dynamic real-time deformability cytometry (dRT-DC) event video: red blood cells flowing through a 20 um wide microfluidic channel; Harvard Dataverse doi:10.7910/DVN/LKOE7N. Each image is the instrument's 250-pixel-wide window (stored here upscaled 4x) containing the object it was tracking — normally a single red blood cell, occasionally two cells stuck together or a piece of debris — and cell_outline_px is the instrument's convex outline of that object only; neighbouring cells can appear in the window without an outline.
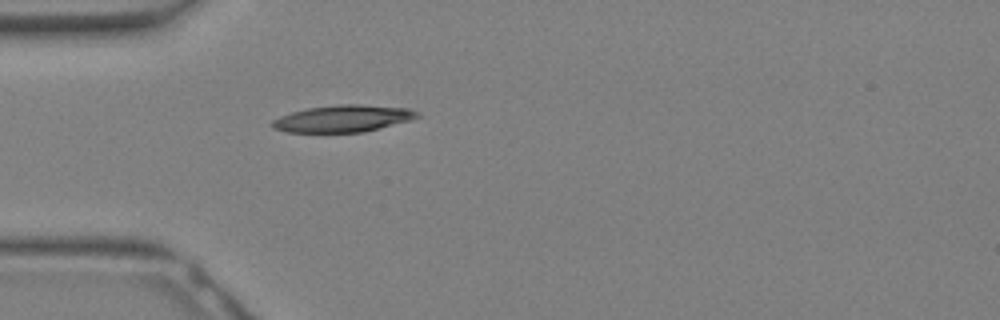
{"species": "Egyptian fruit bat (a non-hibernating species)", "species_latin": "Rousettus aegyptiacus", "temperature_condition": "warm", "stored_images_in_passage": 9, "camera_frame_rate_fps": 3000, "um_per_image_px": 0.085, "animal": {"sex": "female"}, "frame": {"image": 1, "passage_image": 1, "time_ms": 0.0, "image_size_px": [1000, 320], "cell_outline_px": [[420, 116], [408, 120], [364, 132], [288, 132], [272, 128], [268, 124], [272, 120], [280, 116], [292, 112], [308, 108], [340, 104], [360, 104], [408, 108], [420, 112]], "centroid_in_image_um": [29.11, 10.07], "position_along_channel_um": 55.9, "area_um2": 22.66}}
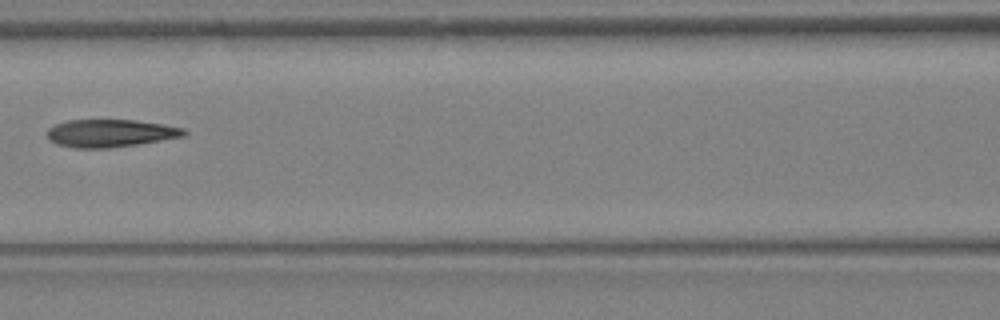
{"frame": {"image": 2, "passage_image": 6, "time_ms": 1.667, "image_size_px": [1000, 320], "cell_outline_px": [[188, 132], [184, 136], [112, 148], [72, 148], [56, 144], [48, 140], [44, 132], [48, 128], [56, 124], [68, 120], [136, 120], [164, 124], [184, 128]], "centroid_in_image_um": [9.32, 11.32], "position_along_channel_um": 157.3, "area_um2": 22.31}}
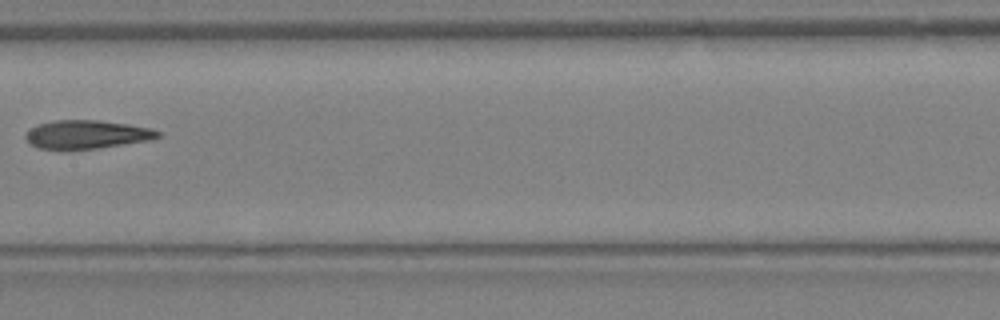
{"frame": {"image": 3, "passage_image": 8, "time_ms": 2.333, "image_size_px": [1000, 320], "cell_outline_px": [[160, 136], [152, 140], [96, 148], [64, 152], [60, 152], [40, 148], [28, 144], [24, 136], [36, 124], [52, 120], [96, 120], [128, 124], [148, 128], [160, 132]], "centroid_in_image_um": [7.29, 11.46], "position_along_channel_um": 200.1, "area_um2": 22.48}}